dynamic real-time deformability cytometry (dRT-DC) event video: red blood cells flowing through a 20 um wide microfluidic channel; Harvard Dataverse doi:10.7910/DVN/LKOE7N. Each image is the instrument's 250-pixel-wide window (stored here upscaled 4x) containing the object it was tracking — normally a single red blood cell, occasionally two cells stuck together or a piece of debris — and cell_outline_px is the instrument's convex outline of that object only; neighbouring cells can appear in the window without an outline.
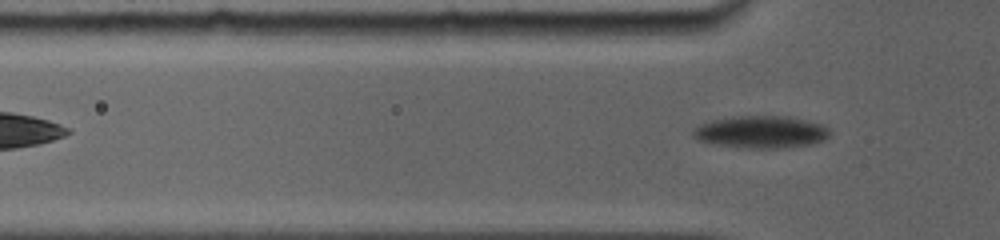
{"species": "common noctule bat (a hibernating species)", "species_latin": "Nyctalus noctula", "temperature_condition": "room temperature", "stored_images_in_passage": 44, "camera_frame_rate_fps": 5000, "um_per_image_px": 0.085, "animal": {"sex": "female", "body_mass_g": 19.0, "forearm_length_mm": 56.7}, "frame": {"image": 1, "passage_image": 8, "time_ms": 0.8, "image_size_px": [1000, 240], "cell_outline_px": [[828, 136], [824, 140], [812, 144], [788, 148], [748, 148], [716, 144], [700, 140], [692, 136], [692, 128], [700, 124], [712, 120], [732, 116], [784, 116], [824, 124], [828, 128]], "centroid_in_image_um": [64.68, 11.22], "position_along_channel_um": 61.1, "area_um2": 25.72}}
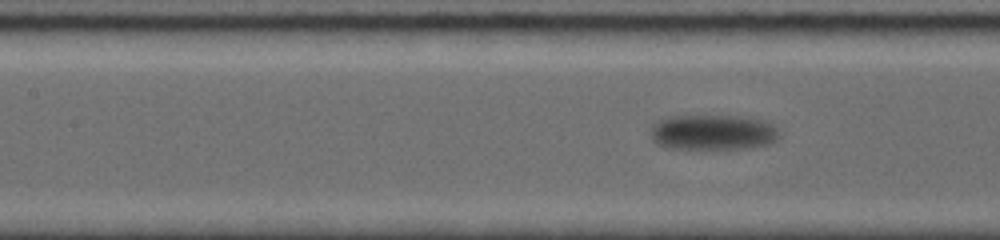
{"frame": {"image": 2, "passage_image": 27, "time_ms": 3.4, "image_size_px": [1000, 240], "cell_outline_px": [[780, 136], [772, 144], [744, 148], [664, 148], [656, 144], [652, 140], [652, 124], [668, 116], [740, 116], [764, 120], [772, 124], [780, 132]], "centroid_in_image_um": [60.62, 11.24], "position_along_channel_um": 146.8, "area_um2": 26.59}}
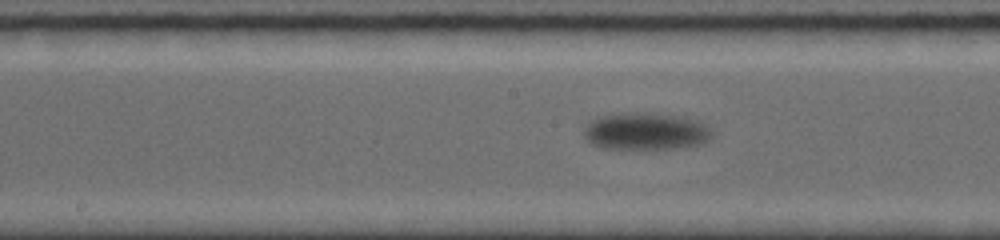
{"frame": {"image": 3, "passage_image": 37, "time_ms": 4.8, "image_size_px": [1000, 240], "cell_outline_px": [[712, 136], [704, 144], [676, 148], [604, 148], [592, 144], [584, 136], [584, 128], [592, 120], [600, 116], [620, 112], [676, 116], [696, 120], [704, 124], [712, 132]], "centroid_in_image_um": [54.88, 11.17], "position_along_channel_um": 193.3, "area_um2": 27.28}}